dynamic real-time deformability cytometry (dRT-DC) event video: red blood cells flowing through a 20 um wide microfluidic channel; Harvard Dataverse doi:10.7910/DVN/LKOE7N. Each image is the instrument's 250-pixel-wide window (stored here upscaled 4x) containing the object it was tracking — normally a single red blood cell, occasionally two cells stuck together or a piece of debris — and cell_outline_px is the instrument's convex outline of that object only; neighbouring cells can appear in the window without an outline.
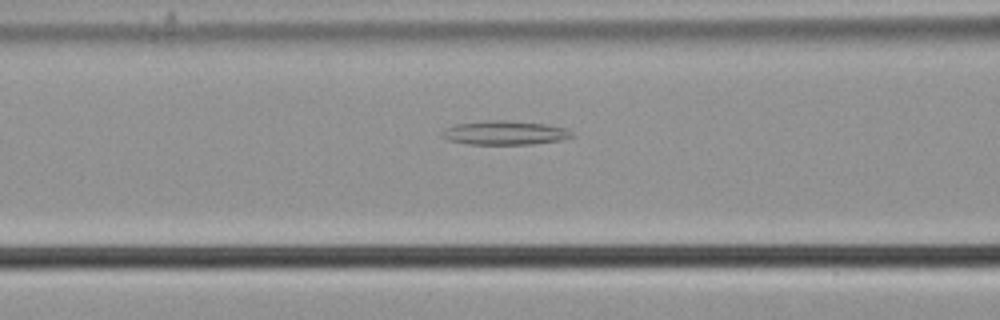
{"species": "common noctule bat (a hibernating species)", "species_latin": "Nyctalus noctula", "temperature_condition": "cold", "stored_images_in_passage": 35, "camera_frame_rate_fps": 3000, "um_per_image_px": 0.085, "animal": {"sex": "male", "body_mass_g": 21.5, "forearm_length_mm": 52.0}, "frame": {"image": 1, "passage_image": 9, "time_ms": 2.667, "image_size_px": [1000, 320], "cell_outline_px": [[576, 136], [560, 140], [532, 144], [468, 144], [448, 140], [440, 136], [444, 128], [456, 124], [488, 120], [504, 120], [544, 124], [564, 128], [572, 132]], "centroid_in_image_um": [42.88, 11.29], "position_along_channel_um": 123.7, "area_um2": 18.09}}
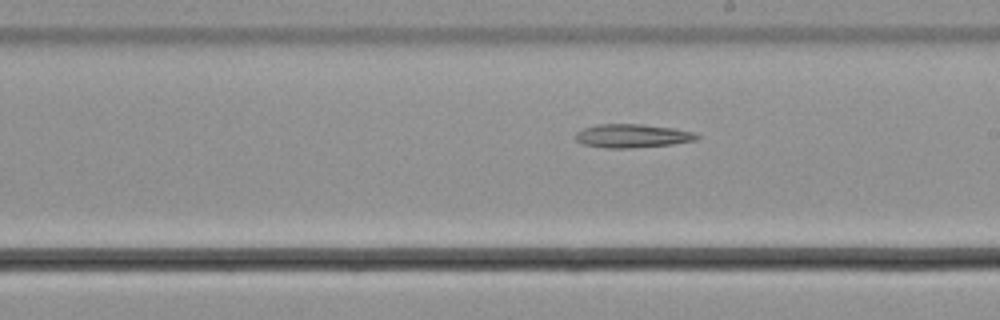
{"frame": {"image": 2, "passage_image": 18, "time_ms": 5.667, "image_size_px": [1000, 320], "cell_outline_px": [[700, 136], [696, 140], [672, 144], [632, 148], [604, 148], [584, 144], [576, 140], [576, 132], [584, 128], [596, 124], [644, 124], [672, 128], [692, 132]], "centroid_in_image_um": [53.73, 11.55], "position_along_channel_um": 235.3, "area_um2": 16.59}}
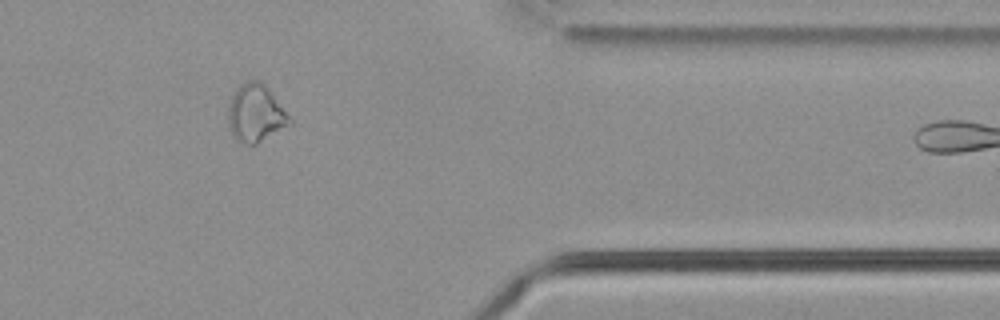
{"frame": {"image": 3, "passage_image": 32, "time_ms": 10.333, "image_size_px": [1000, 320], "cell_outline_px": [[292, 124], [256, 144], [248, 144], [236, 140], [228, 128], [228, 108], [232, 96], [240, 84], [248, 80], [256, 80], [264, 84], [268, 88], [292, 120]], "centroid_in_image_um": [21.72, 9.64], "position_along_channel_um": 389.7, "area_um2": 20.46}}